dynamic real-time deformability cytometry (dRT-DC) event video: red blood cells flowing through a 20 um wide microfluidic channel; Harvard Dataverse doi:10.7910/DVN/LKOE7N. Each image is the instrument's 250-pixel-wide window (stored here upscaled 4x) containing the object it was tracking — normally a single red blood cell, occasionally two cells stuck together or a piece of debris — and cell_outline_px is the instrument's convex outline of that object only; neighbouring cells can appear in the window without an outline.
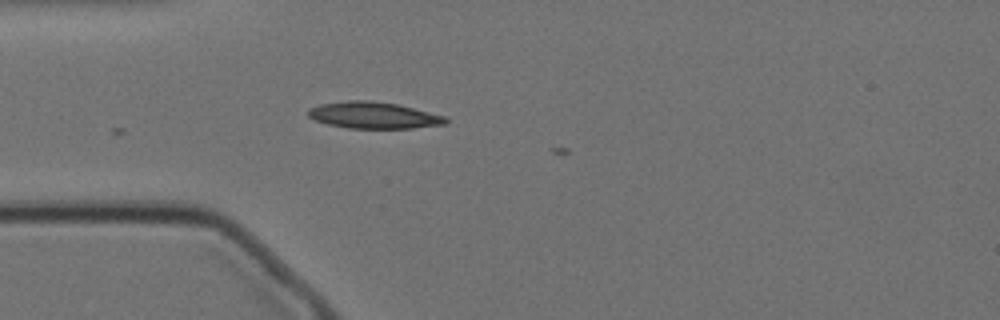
{"species": "Egyptian fruit bat (a non-hibernating species)", "species_latin": "Rousettus aegyptiacus", "temperature_condition": "cold", "stored_images_in_passage": 2, "camera_frame_rate_fps": 3000, "um_per_image_px": 0.085, "animal": {"sex": "female"}, "frame": {"image": 1, "passage_image": 1, "time_ms": 0.0, "image_size_px": [1000, 320], "cell_outline_px": [[448, 124], [412, 128], [348, 128], [328, 124], [316, 120], [308, 116], [308, 108], [320, 104], [348, 100], [372, 100], [396, 104], [444, 116], [448, 120]], "centroid_in_image_um": [31.74, 9.79], "position_along_channel_um": 53.3, "area_um2": 21.15}}